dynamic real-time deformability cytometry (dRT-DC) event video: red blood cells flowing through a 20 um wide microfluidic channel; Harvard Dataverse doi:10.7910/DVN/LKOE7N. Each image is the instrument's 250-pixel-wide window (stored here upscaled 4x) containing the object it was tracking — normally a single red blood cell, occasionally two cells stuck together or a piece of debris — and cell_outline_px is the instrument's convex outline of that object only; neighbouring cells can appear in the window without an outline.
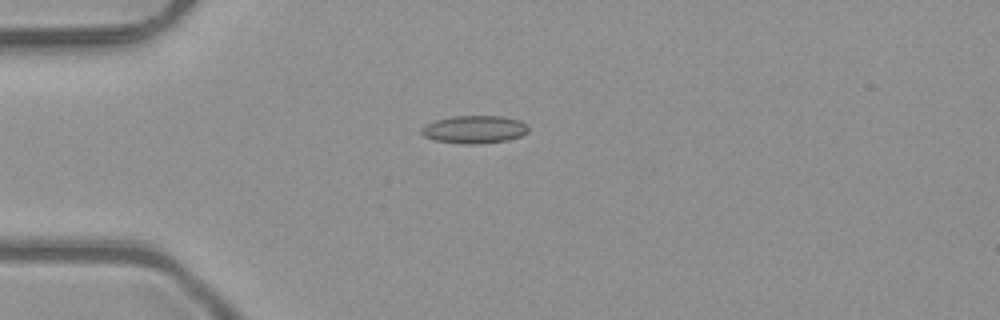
{"species": "common noctule bat (a hibernating species)", "species_latin": "Nyctalus noctula", "temperature_condition": "room temperature", "stored_images_in_passage": 3, "camera_frame_rate_fps": 3000, "um_per_image_px": 0.085, "animal": {"sex": "male", "body_mass_g": 23.1, "forearm_length_mm": 52.7}, "frame": {"image": 1, "passage_image": 1, "time_ms": 0.0, "image_size_px": [1000, 320], "cell_outline_px": [[528, 132], [520, 136], [508, 140], [480, 144], [460, 144], [436, 140], [424, 136], [420, 132], [420, 128], [436, 120], [452, 116], [504, 116], [520, 120], [528, 128]], "centroid_in_image_um": [40.32, 11.0], "position_along_channel_um": 44.7, "area_um2": 17.34}}
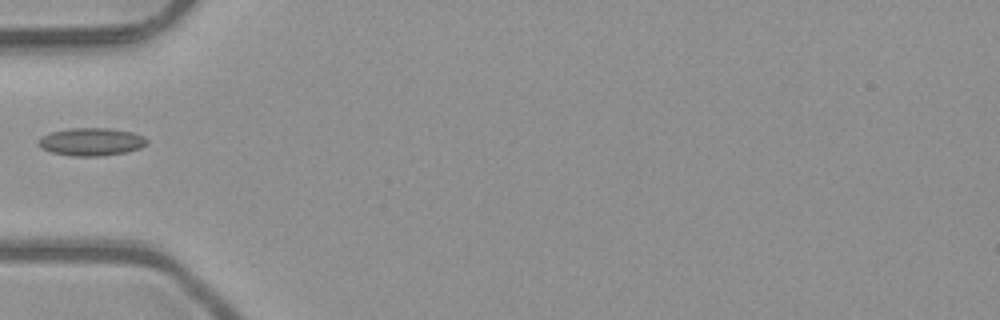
{"frame": {"image": 2, "passage_image": 2, "time_ms": 0.333, "image_size_px": [1000, 320], "cell_outline_px": [[148, 140], [140, 148], [128, 152], [100, 156], [72, 156], [52, 152], [36, 144], [40, 136], [52, 132], [68, 128], [108, 128], [132, 132], [144, 136]], "centroid_in_image_um": [7.75, 12.05], "position_along_channel_um": 77.2, "area_um2": 17.57}}
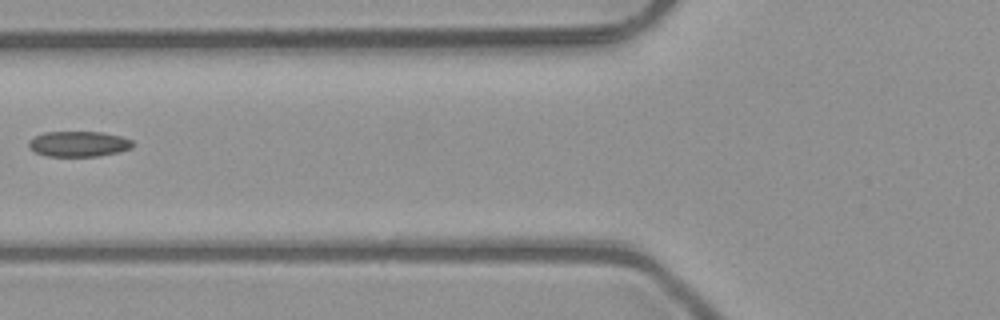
{"frame": {"image": 3, "passage_image": 3, "time_ms": 0.667, "image_size_px": [1000, 320], "cell_outline_px": [[132, 148], [100, 156], [44, 156], [28, 148], [28, 140], [44, 132], [100, 132], [120, 136], [132, 140]], "centroid_in_image_um": [6.64, 12.23], "position_along_channel_um": 119.2, "area_um2": 15.37}}